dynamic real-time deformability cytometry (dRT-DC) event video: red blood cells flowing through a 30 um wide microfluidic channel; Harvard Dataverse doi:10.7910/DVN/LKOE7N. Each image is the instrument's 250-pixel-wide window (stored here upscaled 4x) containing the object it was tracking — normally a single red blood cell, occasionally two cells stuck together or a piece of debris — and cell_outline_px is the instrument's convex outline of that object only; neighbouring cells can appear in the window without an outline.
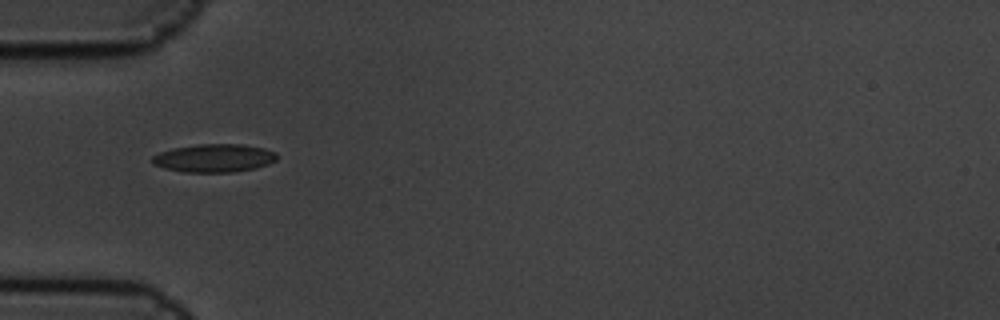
{"species": "common noctule bat (a hibernating species)", "species_latin": "Nyctalus noctula", "temperature_condition": "cold", "stored_images_in_passage": 2, "camera_frame_rate_fps": 3000, "um_per_image_px": 0.085, "animal": {"sex": "male", "body_mass_g": 19.5, "forearm_length_mm": 54.6}, "frame": {"image": 1, "passage_image": 1, "time_ms": 0.0, "image_size_px": [1000, 320], "cell_outline_px": [[276, 160], [268, 164], [256, 168], [232, 172], [184, 172], [164, 168], [152, 164], [152, 156], [160, 152], [172, 148], [196, 144], [240, 144], [264, 148], [276, 152]], "centroid_in_image_um": [18.18, 13.43], "position_along_channel_um": 66.8, "area_um2": 20.52}}
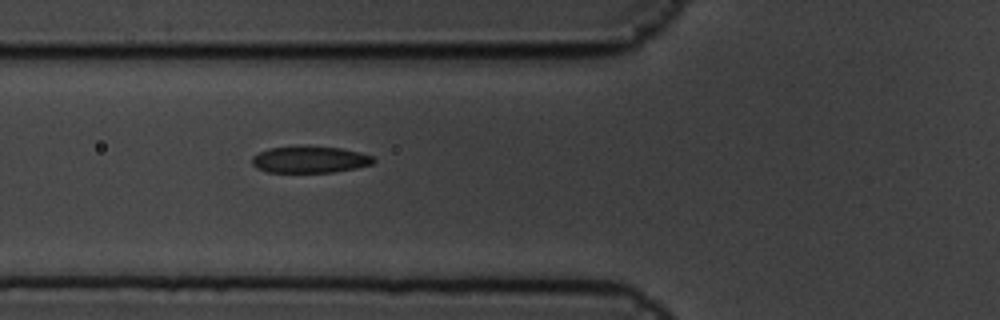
{"frame": {"image": 2, "passage_image": 2, "time_ms": 0.333, "image_size_px": [1000, 320], "cell_outline_px": [[376, 160], [372, 164], [356, 168], [332, 172], [268, 172], [256, 168], [252, 164], [252, 156], [268, 148], [304, 144], [308, 144], [340, 148], [360, 152], [372, 156]], "centroid_in_image_um": [26.32, 13.53], "position_along_channel_um": 99.5, "area_um2": 19.36}}